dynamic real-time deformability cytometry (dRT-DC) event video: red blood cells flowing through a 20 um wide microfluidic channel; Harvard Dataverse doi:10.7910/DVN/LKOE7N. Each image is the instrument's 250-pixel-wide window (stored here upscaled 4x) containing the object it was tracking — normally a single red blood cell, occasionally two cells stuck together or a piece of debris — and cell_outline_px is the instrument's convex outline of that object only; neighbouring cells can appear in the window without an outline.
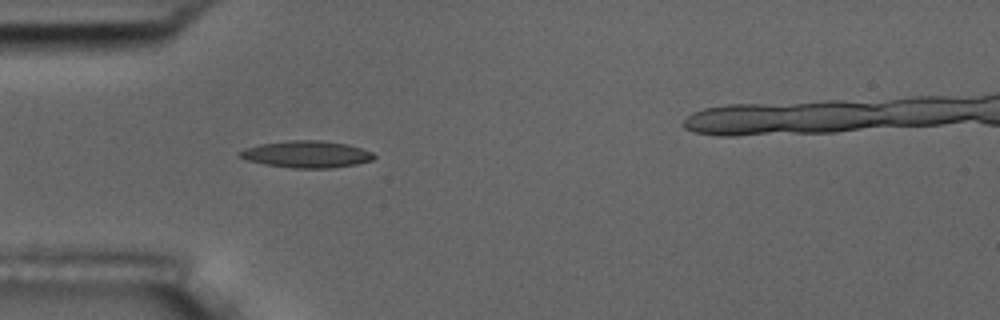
{"species": "common noctule bat (a hibernating species)", "species_latin": "Nyctalus noctula", "temperature_condition": "room temperature", "stored_images_in_passage": 2, "camera_frame_rate_fps": 3000, "um_per_image_px": 0.085, "animal": {"sex": "male", "body_mass_g": 17.5, "forearm_length_mm": 52.3}, "frame": {"image": 1, "passage_image": 1, "time_ms": 0.0, "image_size_px": [1000, 320], "cell_outline_px": [[376, 156], [372, 160], [356, 164], [332, 168], [292, 168], [264, 164], [248, 160], [236, 156], [236, 152], [244, 148], [260, 144], [288, 140], [320, 140], [348, 144], [372, 152]], "centroid_in_image_um": [26.02, 13.11], "position_along_channel_um": 59.0, "area_um2": 21.15}}